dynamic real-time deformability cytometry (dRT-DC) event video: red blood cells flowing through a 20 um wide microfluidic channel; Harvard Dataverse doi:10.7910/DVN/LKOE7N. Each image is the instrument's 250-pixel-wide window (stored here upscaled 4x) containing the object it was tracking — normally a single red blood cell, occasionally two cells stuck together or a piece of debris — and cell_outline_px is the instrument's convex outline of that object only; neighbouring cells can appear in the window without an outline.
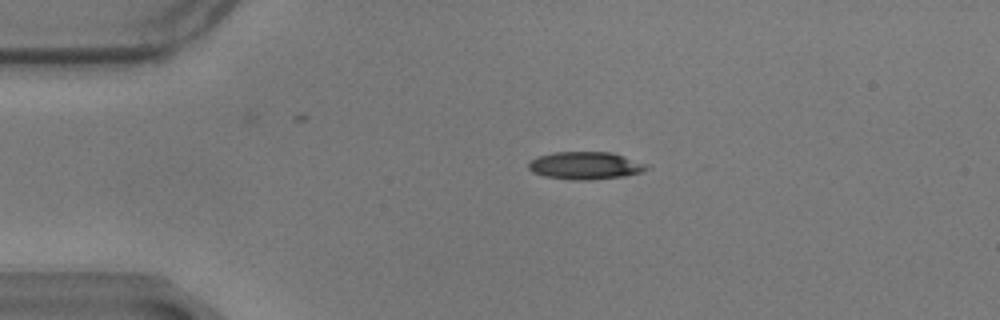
{"species": "common noctule bat (a hibernating species)", "species_latin": "Nyctalus noctula", "temperature_condition": "warm", "stored_images_in_passage": 13, "camera_frame_rate_fps": 3000, "um_per_image_px": 0.085, "animal": {"sex": "male", "body_mass_g": 17.9}, "frame": {"image": 1, "passage_image": 1, "time_ms": 0.0, "image_size_px": [1000, 320], "cell_outline_px": [[648, 168], [644, 172], [624, 176], [588, 180], [572, 180], [544, 176], [532, 172], [528, 168], [528, 164], [536, 156], [556, 152], [612, 152], [648, 164]], "centroid_in_image_um": [49.76, 14.07], "position_along_channel_um": 35.2, "area_um2": 19.07}}
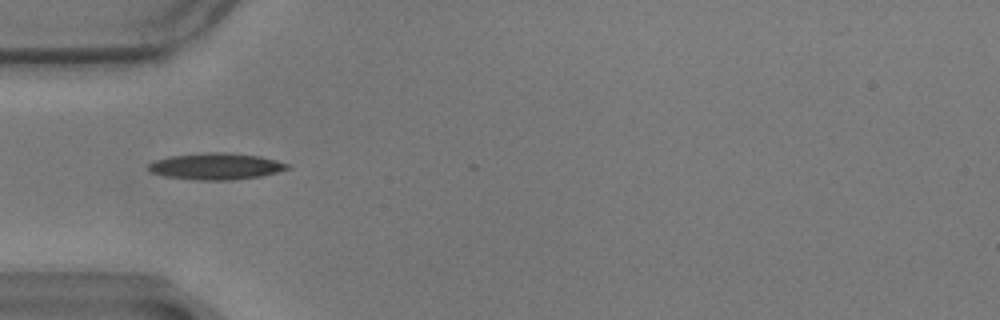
{"frame": {"image": 2, "passage_image": 7, "time_ms": 2.0, "image_size_px": [1000, 320], "cell_outline_px": [[292, 168], [260, 176], [228, 180], [200, 180], [164, 176], [148, 172], [148, 164], [156, 160], [172, 156], [204, 152], [232, 152], [260, 156], [292, 164]], "centroid_in_image_um": [18.39, 14.12], "position_along_channel_um": 66.6, "area_um2": 21.62}}
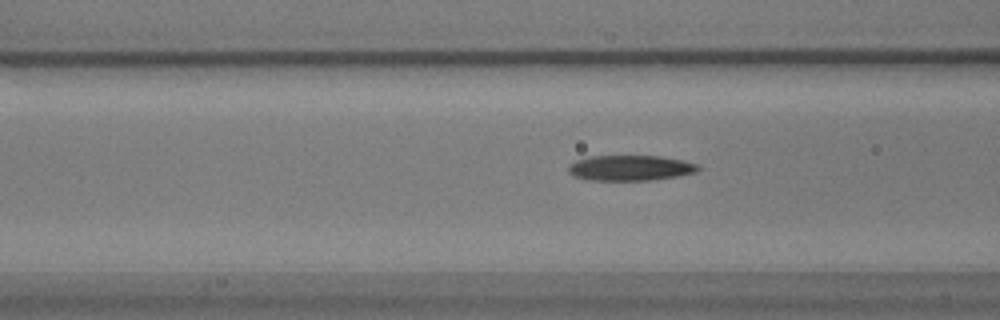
{"frame": {"image": 3, "passage_image": 11, "time_ms": 3.333, "image_size_px": [1000, 320], "cell_outline_px": [[700, 168], [696, 172], [676, 176], [648, 180], [592, 180], [572, 176], [568, 172], [568, 164], [576, 160], [588, 156], [660, 156], [684, 160], [700, 164]], "centroid_in_image_um": [53.56, 14.26], "position_along_channel_um": 113.0, "area_um2": 19.31}}